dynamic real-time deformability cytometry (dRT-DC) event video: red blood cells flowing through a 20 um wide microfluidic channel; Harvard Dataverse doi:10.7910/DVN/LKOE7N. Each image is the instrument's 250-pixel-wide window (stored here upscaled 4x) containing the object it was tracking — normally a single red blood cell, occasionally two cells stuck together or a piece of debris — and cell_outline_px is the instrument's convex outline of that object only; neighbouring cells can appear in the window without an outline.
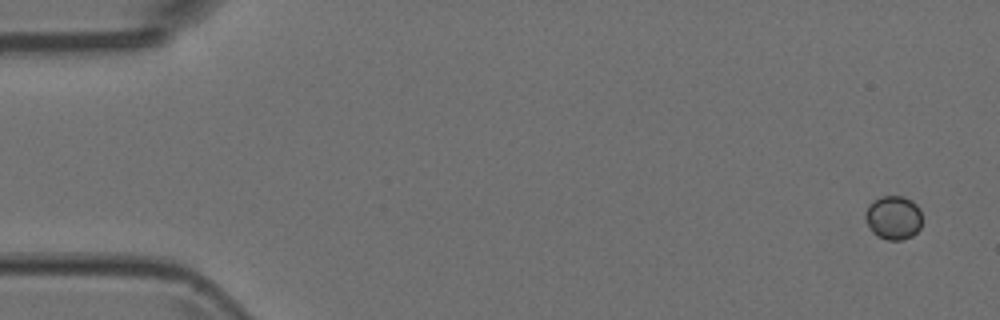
{"species": "Egyptian fruit bat (a non-hibernating species)", "species_latin": "Rousettus aegyptiacus", "temperature_condition": "room temperature", "stored_images_in_passage": 4, "camera_frame_rate_fps": 3000, "um_per_image_px": 0.085, "animal": {"sex": "female"}, "frame": {"image": 1, "passage_image": 1, "time_ms": 0.0, "image_size_px": [1000, 320], "cell_outline_px": [[920, 228], [912, 236], [904, 240], [888, 240], [876, 236], [872, 232], [864, 216], [868, 204], [872, 200], [880, 196], [904, 196], [912, 200], [920, 208]], "centroid_in_image_um": [75.92, 18.49], "position_along_channel_um": 9.1, "area_um2": 14.68}}
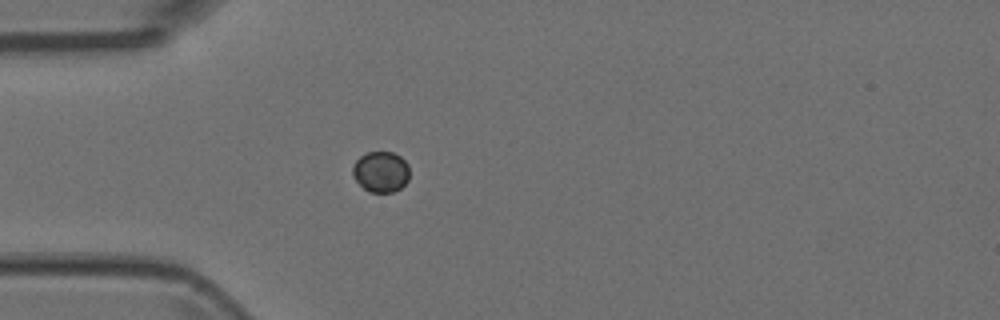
{"frame": {"image": 2, "passage_image": 4, "time_ms": 1.0, "image_size_px": [1000, 320], "cell_outline_px": [[408, 180], [400, 188], [392, 192], [368, 192], [352, 176], [352, 168], [356, 160], [360, 156], [368, 152], [392, 152], [400, 156], [408, 164]], "centroid_in_image_um": [32.36, 14.6], "position_along_channel_um": 52.6, "area_um2": 13.47}}